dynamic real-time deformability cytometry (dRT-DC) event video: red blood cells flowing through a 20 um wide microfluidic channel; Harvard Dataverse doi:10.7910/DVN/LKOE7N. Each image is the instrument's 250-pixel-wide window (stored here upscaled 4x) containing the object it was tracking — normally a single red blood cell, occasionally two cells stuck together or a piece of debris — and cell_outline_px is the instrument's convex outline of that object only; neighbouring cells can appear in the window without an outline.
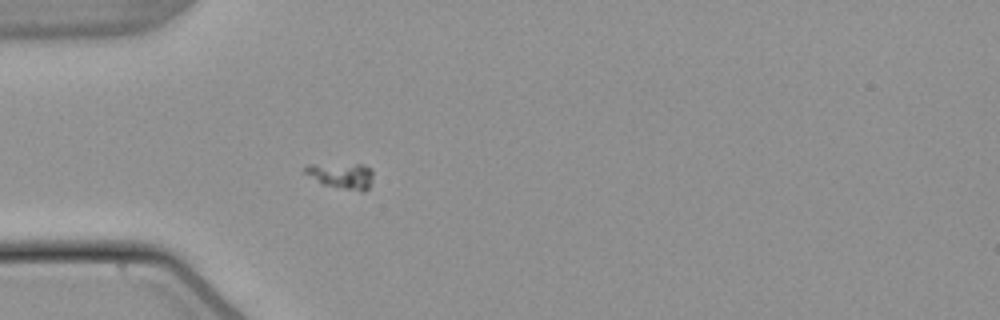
{"species": "common noctule bat (a hibernating species)", "species_latin": "Nyctalus noctula", "temperature_condition": "warm", "stored_images_in_passage": 49, "camera_frame_rate_fps": 3000, "um_per_image_px": 0.085, "animal": {"sex": "male", "body_mass_g": 21.5, "forearm_length_mm": 52.0}, "frame": {"image": 1, "passage_image": 11, "time_ms": 3.333, "image_size_px": [1000, 320], "cell_outline_px": [[372, 176], [368, 188], [364, 192], [360, 192], [320, 184], [304, 172], [304, 168], [308, 164], [360, 164], [372, 168]], "centroid_in_image_um": [29.02, 14.93], "position_along_channel_um": 56.0, "area_um2": 10.4}}
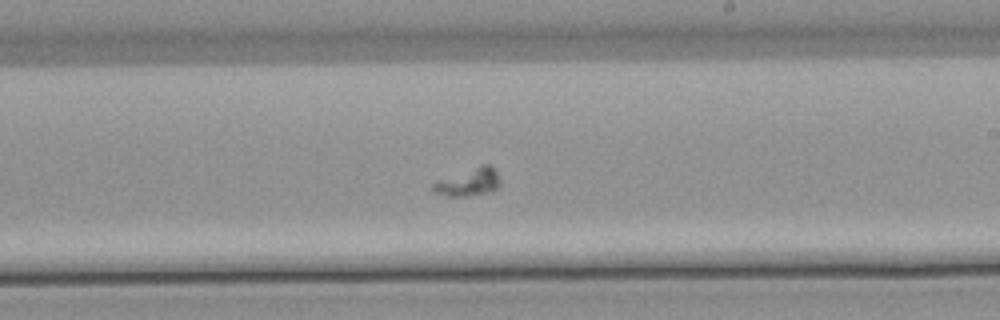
{"frame": {"image": 2, "passage_image": 27, "time_ms": 8.667, "image_size_px": [1000, 320], "cell_outline_px": [[500, 180], [496, 188], [492, 192], [468, 196], [448, 196], [432, 192], [432, 184], [440, 180], [484, 164], [488, 164], [496, 168]], "centroid_in_image_um": [39.87, 15.5], "position_along_channel_um": 249.1, "area_um2": 10.64}}
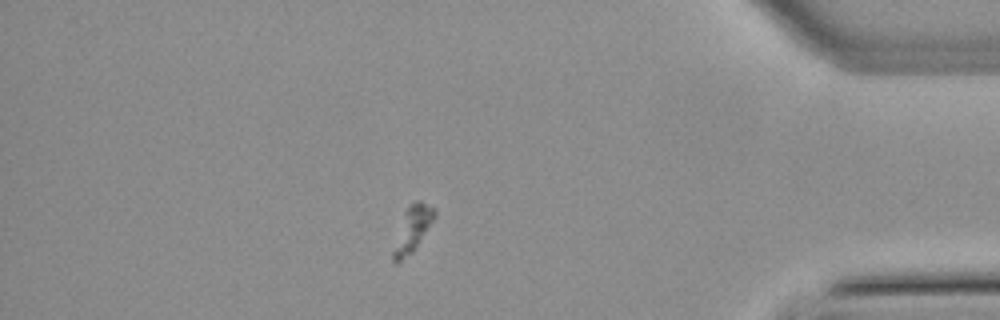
{"frame": {"image": 3, "passage_image": 42, "time_ms": 13.667, "image_size_px": [1000, 320], "cell_outline_px": [[436, 216], [412, 252], [396, 264], [392, 260], [392, 252], [404, 212], [408, 204], [416, 200], [420, 200], [436, 208]], "centroid_in_image_um": [35.07, 19.42], "position_along_channel_um": 400.1, "area_um2": 10.81}}